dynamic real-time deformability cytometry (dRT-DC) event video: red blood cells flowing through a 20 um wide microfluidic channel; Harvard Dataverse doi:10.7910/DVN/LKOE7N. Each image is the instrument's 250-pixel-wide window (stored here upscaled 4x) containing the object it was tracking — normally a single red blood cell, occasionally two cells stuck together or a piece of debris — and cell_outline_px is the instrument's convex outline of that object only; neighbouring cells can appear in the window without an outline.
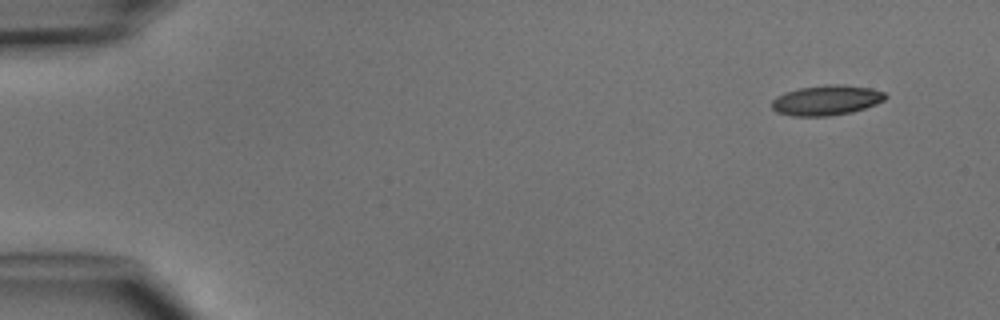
{"species": "common noctule bat (a hibernating species)", "species_latin": "Nyctalus noctula", "temperature_condition": "cold", "stored_images_in_passage": 5, "segment_of_instrument_passage": [1, 2], "camera_frame_rate_fps": 3000, "um_per_image_px": 0.085, "animal": {"sex": "male", "body_mass_g": 15.6}, "frame": {"image": 1, "passage_image": 1, "time_ms": 0.0, "image_size_px": [1000, 320], "cell_outline_px": [[888, 96], [884, 100], [876, 104], [852, 112], [828, 116], [792, 116], [776, 112], [772, 108], [772, 100], [776, 96], [784, 92], [796, 88], [824, 84], [840, 84], [872, 88], [884, 92]], "centroid_in_image_um": [70.23, 8.51], "position_along_channel_um": 14.8, "area_um2": 20.17}}